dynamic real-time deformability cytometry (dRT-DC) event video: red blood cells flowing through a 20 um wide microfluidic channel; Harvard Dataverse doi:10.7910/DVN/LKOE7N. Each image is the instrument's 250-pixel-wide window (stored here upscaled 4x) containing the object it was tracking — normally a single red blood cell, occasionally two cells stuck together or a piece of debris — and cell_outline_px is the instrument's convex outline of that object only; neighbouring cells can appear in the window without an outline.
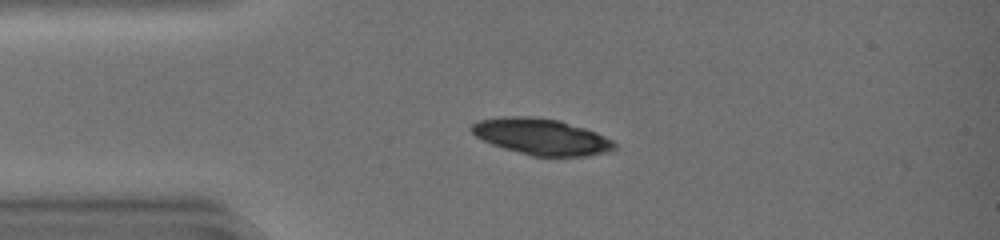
{"species": "common noctule bat (a hibernating species)", "species_latin": "Nyctalus noctula", "temperature_condition": "warm", "stored_images_in_passage": 23, "camera_frame_rate_fps": 3000, "um_per_image_px": 0.085, "animal": {"sex": "female", "body_mass_g": 19.0, "forearm_length_mm": 51.5}, "frame": {"image": 1, "passage_image": 10, "time_ms": 3.0, "image_size_px": [1000, 240], "cell_outline_px": [[616, 148], [608, 152], [588, 156], [532, 156], [504, 148], [492, 144], [476, 136], [468, 128], [476, 120], [500, 116], [532, 116], [560, 120], [596, 132], [612, 140], [616, 144]], "centroid_in_image_um": [46.0, 11.6], "position_along_channel_um": 39.0, "area_um2": 30.35}}